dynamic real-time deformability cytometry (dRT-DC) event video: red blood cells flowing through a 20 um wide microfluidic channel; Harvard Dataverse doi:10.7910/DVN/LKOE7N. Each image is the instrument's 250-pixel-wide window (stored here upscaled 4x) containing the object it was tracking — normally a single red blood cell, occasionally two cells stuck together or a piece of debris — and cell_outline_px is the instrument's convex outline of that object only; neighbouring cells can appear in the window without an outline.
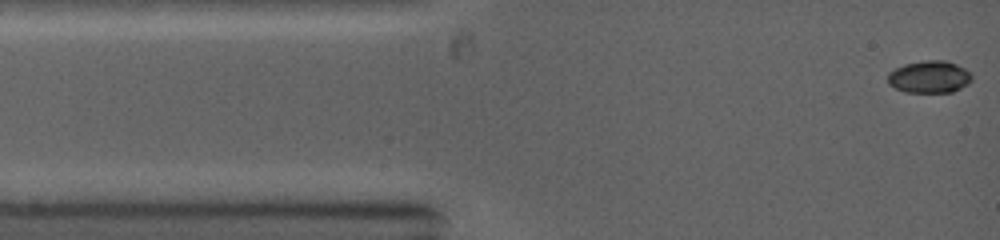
{"species": "common noctule bat (a hibernating species)", "species_latin": "Nyctalus noctula", "temperature_condition": "warm", "stored_images_in_passage": 67, "camera_frame_rate_fps": 5000, "um_per_image_px": 0.085, "animal": {"sex": "female", "body_mass_g": 19.0, "forearm_length_mm": 53.3}, "frame": {"image": 1, "passage_image": 1, "time_ms": 0.0, "image_size_px": [1000, 240], "cell_outline_px": [[972, 80], [968, 84], [952, 92], [904, 92], [888, 84], [888, 72], [904, 64], [924, 60], [944, 60], [956, 64], [972, 72]], "centroid_in_image_um": [79.01, 6.53], "position_along_channel_um": 6.0, "area_um2": 15.9}}
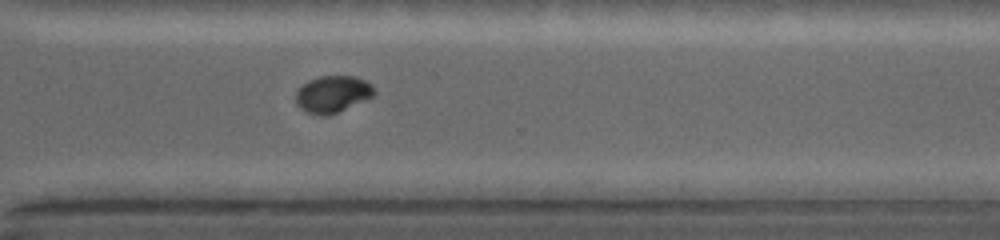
{"frame": {"image": 2, "passage_image": 42, "time_ms": 8.8, "image_size_px": [1000, 240], "cell_outline_px": [[376, 92], [372, 96], [328, 116], [320, 116], [308, 112], [300, 108], [296, 104], [296, 92], [308, 80], [320, 76], [356, 76], [372, 84]], "centroid_in_image_um": [28.26, 7.99], "position_along_channel_um": 342.3, "area_um2": 16.65}}
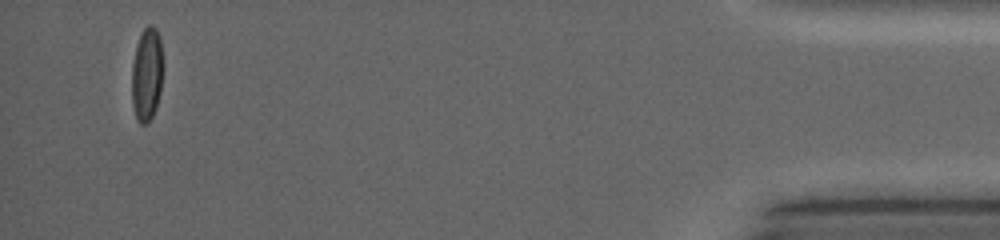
{"frame": {"image": 3, "passage_image": 61, "time_ms": 12.8, "image_size_px": [1000, 240], "cell_outline_px": [[160, 92], [156, 108], [148, 124], [140, 124], [136, 120], [132, 104], [132, 64], [136, 44], [140, 32], [148, 24], [152, 24], [156, 28], [160, 36]], "centroid_in_image_um": [12.43, 6.32], "position_along_channel_um": 422.8, "area_um2": 16.88}}